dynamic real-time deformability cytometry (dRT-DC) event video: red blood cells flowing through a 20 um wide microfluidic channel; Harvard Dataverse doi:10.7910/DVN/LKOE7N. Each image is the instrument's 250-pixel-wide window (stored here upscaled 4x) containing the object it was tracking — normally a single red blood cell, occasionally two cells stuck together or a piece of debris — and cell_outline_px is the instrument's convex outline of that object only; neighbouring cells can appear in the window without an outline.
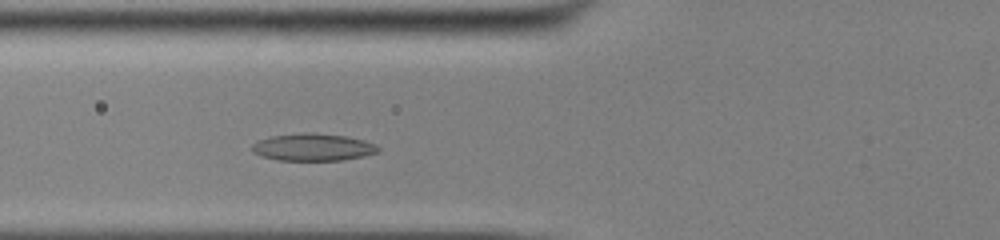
{"species": "common noctule bat (a hibernating species)", "species_latin": "Nyctalus noctula", "temperature_condition": "cold", "stored_images_in_passage": 37, "camera_frame_rate_fps": 3000, "um_per_image_px": 0.085, "animal": {"sex": "male", "body_mass_g": 13.0, "forearm_length_mm": 53.1}, "frame": {"image": 1, "passage_image": 7, "time_ms": 2.0, "image_size_px": [1000, 240], "cell_outline_px": [[380, 152], [364, 156], [344, 160], [276, 160], [260, 156], [252, 152], [252, 144], [260, 140], [272, 136], [308, 132], [312, 132], [344, 136], [364, 140], [376, 144], [380, 148]], "centroid_in_image_um": [26.63, 12.52], "position_along_channel_um": 99.2, "area_um2": 20.11}}
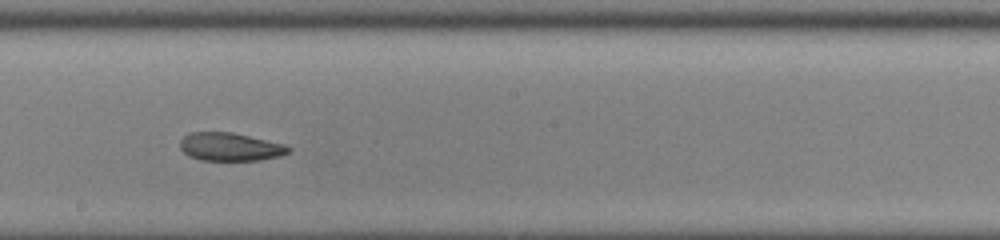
{"frame": {"image": 2, "passage_image": 17, "time_ms": 5.333, "image_size_px": [1000, 240], "cell_outline_px": [[292, 152], [280, 156], [260, 160], [200, 160], [188, 156], [180, 148], [180, 140], [188, 132], [232, 132], [284, 144], [292, 148]], "centroid_in_image_um": [19.57, 12.48], "position_along_channel_um": 228.6, "area_um2": 17.92}}
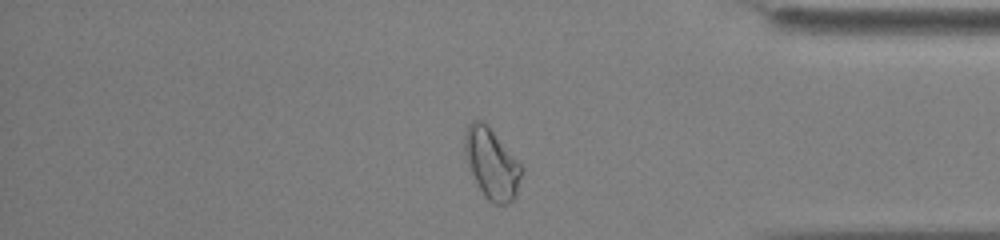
{"frame": {"image": 3, "passage_image": 31, "time_ms": 10.0, "image_size_px": [1000, 240], "cell_outline_px": [[524, 168], [516, 196], [508, 204], [496, 204], [488, 200], [484, 196], [468, 164], [464, 148], [464, 136], [468, 124], [472, 120], [484, 120], [488, 124]], "centroid_in_image_um": [41.81, 13.88], "position_along_channel_um": 393.4, "area_um2": 23.29}, "authors_computed_cell_mechanics": {"area_um2": 19.8832, "velocity_mm_per_s": 3.8809, "shape_relaxation_time_tau1_ms": null, "shape_relaxation_time_tau2_ms": 5.1457, "deformation_change_tau1": null, "deformation_change_tau2": 0.1268}}